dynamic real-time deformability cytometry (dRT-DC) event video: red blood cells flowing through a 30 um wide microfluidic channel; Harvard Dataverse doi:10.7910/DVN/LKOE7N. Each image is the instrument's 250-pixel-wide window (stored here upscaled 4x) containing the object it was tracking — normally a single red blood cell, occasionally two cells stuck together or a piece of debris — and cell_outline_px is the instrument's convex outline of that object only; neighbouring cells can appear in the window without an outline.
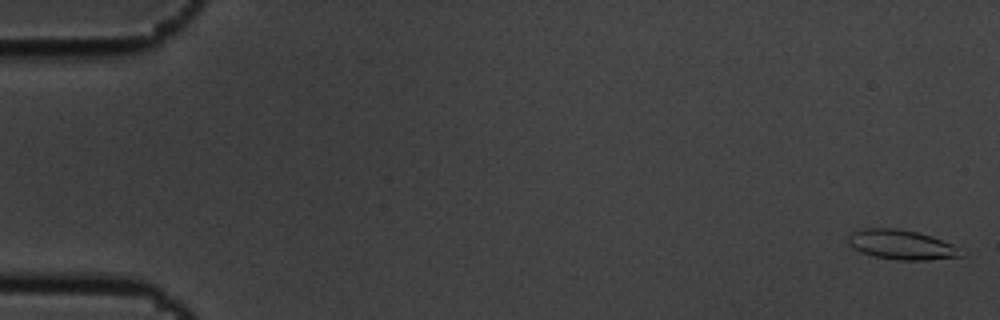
{"species": "common noctule bat (a hibernating species)", "species_latin": "Nyctalus noctula", "temperature_condition": "cold", "stored_images_in_passage": 5, "camera_frame_rate_fps": 3000, "um_per_image_px": 0.085, "animal": {"sex": "male", "body_mass_g": 19.5, "forearm_length_mm": 54.6}, "frame": {"image": 1, "passage_image": 1, "time_ms": 0.0, "image_size_px": [1000, 320], "cell_outline_px": [[964, 256], [928, 260], [900, 260], [872, 256], [860, 252], [852, 248], [848, 244], [848, 236], [852, 232], [864, 228], [896, 228], [916, 232], [932, 236], [952, 244]], "centroid_in_image_um": [76.57, 20.8], "position_along_channel_um": 8.4, "area_um2": 19.42}}